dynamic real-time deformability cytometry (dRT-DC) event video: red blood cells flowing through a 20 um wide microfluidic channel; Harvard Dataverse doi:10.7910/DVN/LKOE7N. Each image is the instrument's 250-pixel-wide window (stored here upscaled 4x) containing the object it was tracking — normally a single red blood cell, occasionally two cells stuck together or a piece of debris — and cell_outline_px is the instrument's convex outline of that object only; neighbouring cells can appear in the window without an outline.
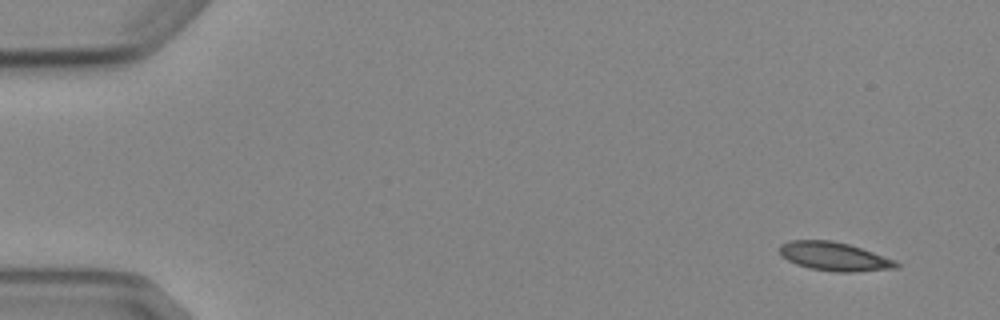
{"species": "Egyptian fruit bat (a non-hibernating species)", "species_latin": "Rousettus aegyptiacus", "temperature_condition": "cold", "stored_images_in_passage": 6, "camera_frame_rate_fps": 3000, "um_per_image_px": 0.085, "animal": {"sex": "female"}, "frame": {"image": 1, "passage_image": 1, "time_ms": 0.0, "image_size_px": [1000, 320], "cell_outline_px": [[900, 268], [856, 272], [836, 272], [808, 268], [796, 264], [780, 256], [780, 244], [788, 240], [832, 240], [848, 244], [896, 260], [900, 264]], "centroid_in_image_um": [70.91, 21.81], "position_along_channel_um": 14.1, "area_um2": 19.65}}
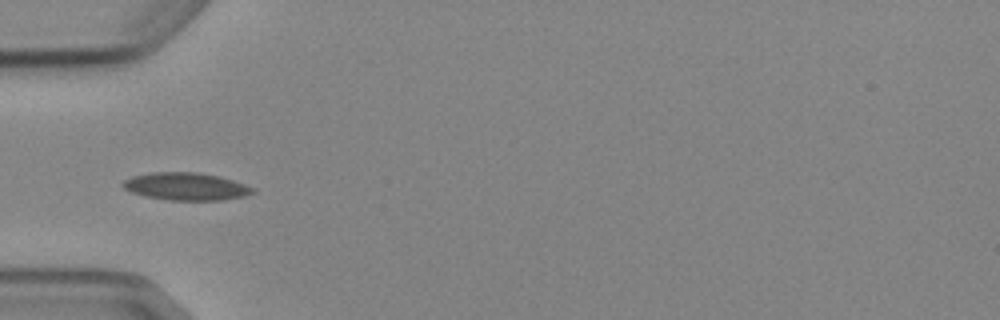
{"frame": {"image": 2, "passage_image": 5, "time_ms": 4.667, "image_size_px": [1000, 320], "cell_outline_px": [[256, 192], [244, 196], [224, 200], [168, 200], [144, 196], [132, 192], [124, 188], [120, 184], [124, 180], [132, 176], [152, 172], [196, 172], [220, 176], [244, 184], [252, 188]], "centroid_in_image_um": [15.79, 15.85], "position_along_channel_um": 69.2, "area_um2": 20.87}}
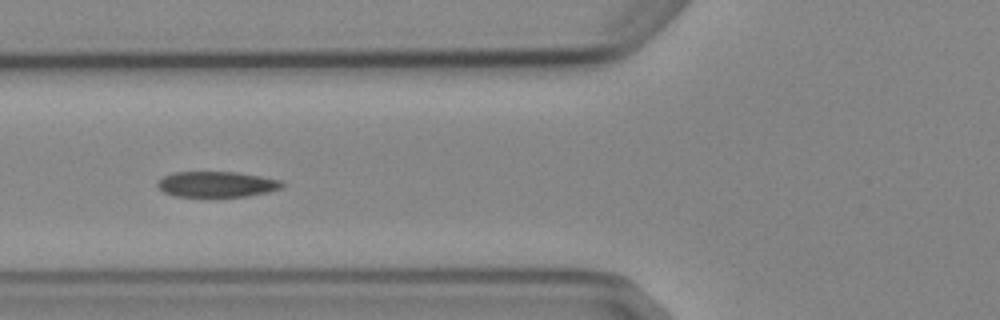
{"frame": {"image": 3, "passage_image": 6, "time_ms": 5.667, "image_size_px": [1000, 320], "cell_outline_px": [[284, 188], [268, 192], [248, 196], [176, 196], [164, 192], [156, 184], [164, 176], [172, 172], [236, 172], [284, 180]], "centroid_in_image_um": [18.49, 15.65], "position_along_channel_um": 107.3, "area_um2": 18.61}}